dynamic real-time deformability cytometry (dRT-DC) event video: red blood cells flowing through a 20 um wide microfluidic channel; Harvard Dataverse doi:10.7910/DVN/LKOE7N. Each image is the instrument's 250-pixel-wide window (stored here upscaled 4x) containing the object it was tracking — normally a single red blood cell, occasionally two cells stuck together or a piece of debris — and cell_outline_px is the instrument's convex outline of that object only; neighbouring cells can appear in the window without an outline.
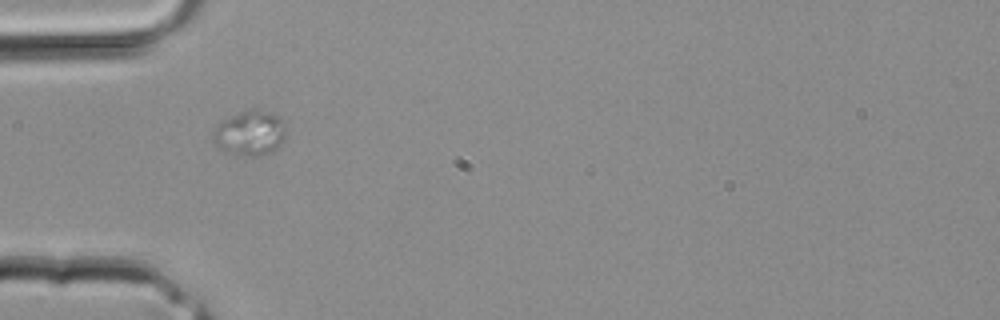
{"species": "common noctule bat (a hibernating species)", "species_latin": "Nyctalus noctula", "temperature_condition": "room temperature", "stored_images_in_passage": 1, "camera_frame_rate_fps": 3000, "um_per_image_px": 0.085, "animal": {"sex": "male", "body_mass_g": 20.4}, "frame": {"image": 1, "passage_image": 1, "time_ms": 0.0, "image_size_px": [1000, 320], "cell_outline_px": [[288, 132], [272, 152], [256, 156], [244, 156], [224, 152], [212, 144], [212, 128], [220, 120], [248, 108], [256, 108], [272, 112], [284, 120]], "centroid_in_image_um": [21.19, 11.28], "position_along_channel_um": 63.8, "area_um2": 19.94}}